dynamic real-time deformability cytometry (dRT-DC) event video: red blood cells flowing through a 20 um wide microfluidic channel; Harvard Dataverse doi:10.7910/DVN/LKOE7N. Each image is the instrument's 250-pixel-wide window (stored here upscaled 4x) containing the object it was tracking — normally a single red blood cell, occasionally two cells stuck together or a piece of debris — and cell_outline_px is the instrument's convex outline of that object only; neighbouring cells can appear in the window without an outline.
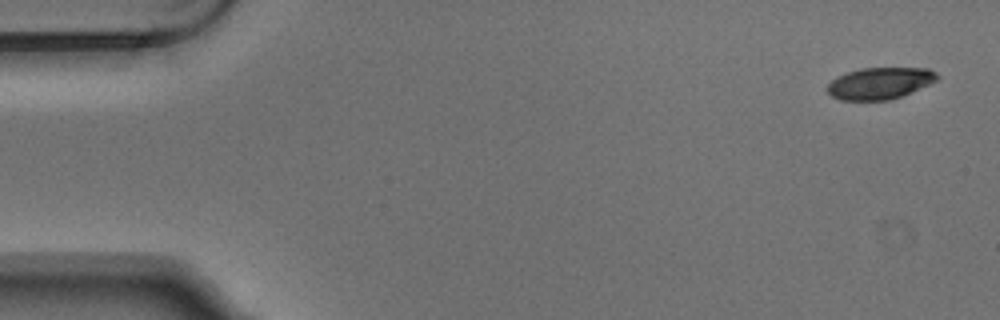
{"species": "Egyptian fruit bat (a non-hibernating species)", "species_latin": "Rousettus aegyptiacus", "temperature_condition": "warm", "stored_images_in_passage": 4, "camera_frame_rate_fps": 3000, "um_per_image_px": 0.085, "animal": {"sex": "male"}, "frame": {"image": 1, "passage_image": 1, "time_ms": 0.0, "image_size_px": [1000, 320], "cell_outline_px": [[940, 76], [936, 80], [928, 84], [900, 96], [888, 100], [840, 100], [832, 96], [828, 92], [828, 84], [836, 76], [860, 68], [928, 68], [936, 72]], "centroid_in_image_um": [74.76, 7.06], "position_along_channel_um": 10.2, "area_um2": 20.06}}
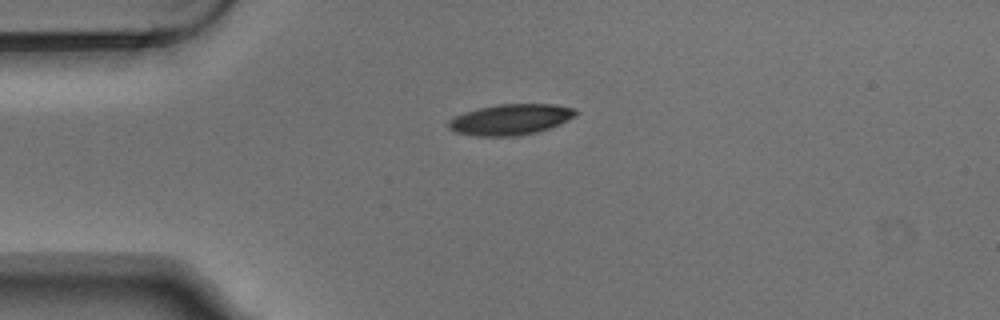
{"frame": {"image": 2, "passage_image": 4, "time_ms": 1.0, "image_size_px": [1000, 320], "cell_outline_px": [[580, 112], [576, 116], [560, 124], [536, 132], [516, 136], [476, 136], [456, 132], [448, 128], [448, 120], [464, 112], [480, 108], [500, 104], [556, 104], [576, 108]], "centroid_in_image_um": [43.44, 10.15], "position_along_channel_um": 41.6, "area_um2": 22.89}}